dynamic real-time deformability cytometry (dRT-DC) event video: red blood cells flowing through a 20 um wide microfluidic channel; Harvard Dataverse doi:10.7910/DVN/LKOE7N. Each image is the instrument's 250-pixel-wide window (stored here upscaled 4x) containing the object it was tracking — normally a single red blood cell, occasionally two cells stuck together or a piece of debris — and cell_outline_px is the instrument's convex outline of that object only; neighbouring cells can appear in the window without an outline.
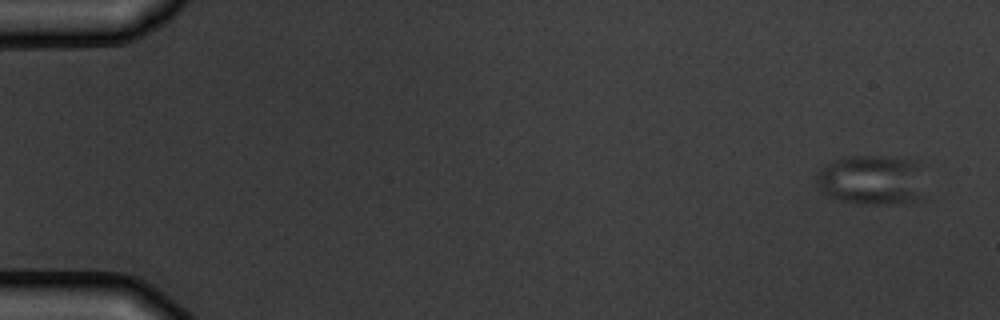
{"species": "common noctule bat (a hibernating species)", "species_latin": "Nyctalus noctula", "temperature_condition": "warm", "stored_images_in_passage": 5, "camera_frame_rate_fps": 3000, "um_per_image_px": 0.085, "animal": {"sex": "male", "body_mass_g": 19.5, "forearm_length_mm": 54.6}, "frame": {"image": 1, "passage_image": 1, "time_ms": 0.0, "image_size_px": [1000, 320], "cell_outline_px": [[928, 200], [916, 204], [864, 204], [840, 200], [824, 192], [816, 180], [816, 172], [824, 164], [832, 160], [852, 156], [908, 156], [916, 160], [920, 164]], "centroid_in_image_um": [74.28, 15.3], "position_along_channel_um": 10.7, "area_um2": 33.23}}
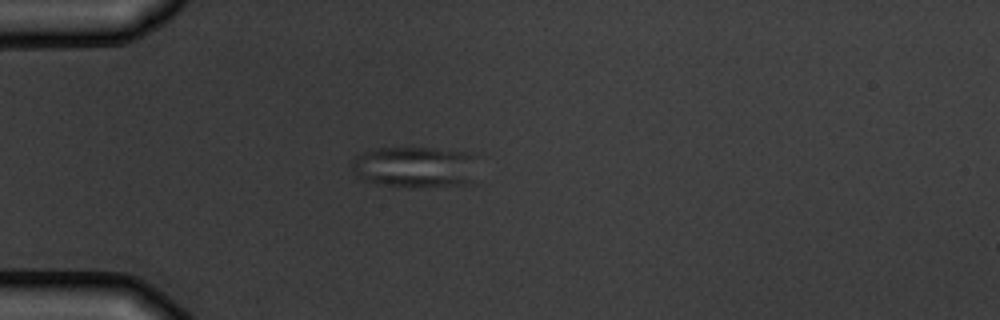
{"frame": {"image": 2, "passage_image": 4, "time_ms": 4.333, "image_size_px": [1000, 320], "cell_outline_px": [[476, 184], [408, 188], [380, 184], [360, 180], [352, 172], [352, 164], [356, 156], [364, 152], [376, 148], [428, 148], [476, 152]], "centroid_in_image_um": [35.37, 14.22], "position_along_channel_um": 49.6, "area_um2": 31.33}}